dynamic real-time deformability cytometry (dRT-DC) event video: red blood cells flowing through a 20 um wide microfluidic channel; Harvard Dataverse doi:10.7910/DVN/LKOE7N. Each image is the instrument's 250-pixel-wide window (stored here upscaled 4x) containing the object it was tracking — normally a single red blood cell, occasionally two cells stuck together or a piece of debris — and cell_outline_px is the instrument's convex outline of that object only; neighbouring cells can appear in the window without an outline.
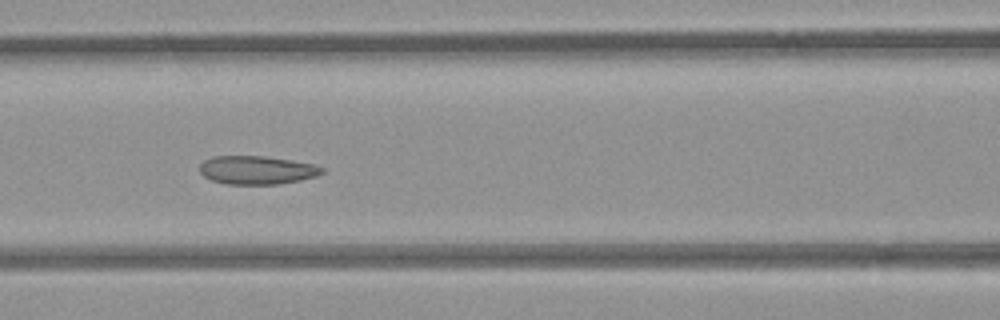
{"species": "common noctule bat (a hibernating species)", "species_latin": "Nyctalus noctula", "temperature_condition": "room temperature", "stored_images_in_passage": 39, "camera_frame_rate_fps": 3000, "um_per_image_px": 0.085, "animal": {"sex": "female", "body_mass_g": 21.9}, "frame": {"image": 1, "passage_image": 9, "time_ms": 2.667, "image_size_px": [1000, 320], "cell_outline_px": [[324, 172], [316, 176], [300, 180], [276, 184], [228, 184], [212, 180], [204, 176], [200, 172], [200, 164], [204, 160], [212, 156], [264, 156], [292, 160], [316, 164], [324, 168]], "centroid_in_image_um": [21.85, 14.44], "position_along_channel_um": 144.8, "area_um2": 20.29}}
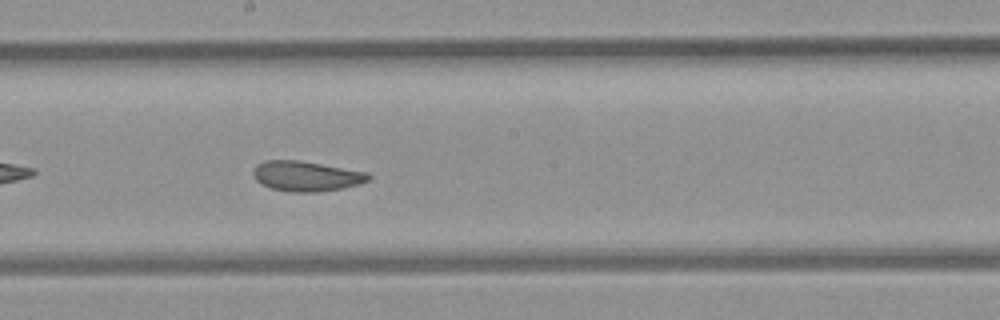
{"frame": {"image": 2, "passage_image": 15, "time_ms": 4.667, "image_size_px": [1000, 320], "cell_outline_px": [[372, 176], [368, 180], [360, 184], [344, 188], [316, 192], [288, 192], [272, 188], [260, 184], [256, 180], [252, 172], [256, 164], [264, 160], [300, 160], [368, 172]], "centroid_in_image_um": [26.03, 14.97], "position_along_channel_um": 222.2, "area_um2": 20.46}}
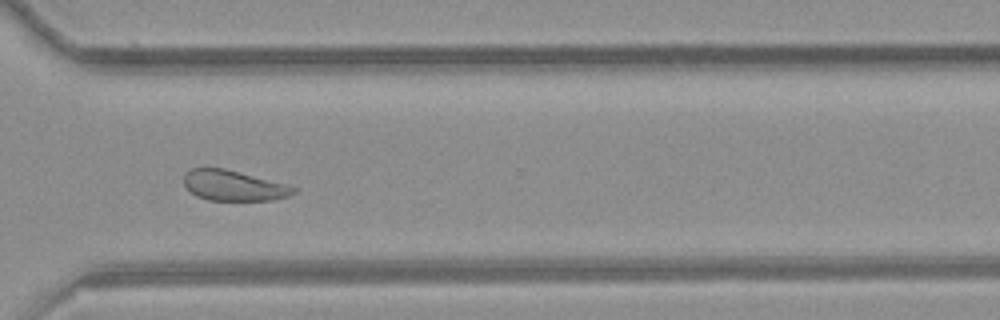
{"frame": {"image": 3, "passage_image": 25, "time_ms": 8.0, "image_size_px": [1000, 320], "cell_outline_px": [[296, 192], [288, 196], [272, 200], [208, 200], [196, 196], [184, 184], [184, 172], [192, 168], [224, 168], [288, 184], [296, 188]], "centroid_in_image_um": [19.86, 15.77], "position_along_channel_um": 350.7, "area_um2": 19.42}, "authors_computed_cell_mechanics": {"area_um2": 20.7502, "velocity_mm_per_s": 3.873, "shape_relaxation_time_tau1_ms": 10.4428, "shape_relaxation_time_tau2_ms": 1.7871, "deformation_change_tau1": 0.152, "deformation_change_tau2": 0.0759}}